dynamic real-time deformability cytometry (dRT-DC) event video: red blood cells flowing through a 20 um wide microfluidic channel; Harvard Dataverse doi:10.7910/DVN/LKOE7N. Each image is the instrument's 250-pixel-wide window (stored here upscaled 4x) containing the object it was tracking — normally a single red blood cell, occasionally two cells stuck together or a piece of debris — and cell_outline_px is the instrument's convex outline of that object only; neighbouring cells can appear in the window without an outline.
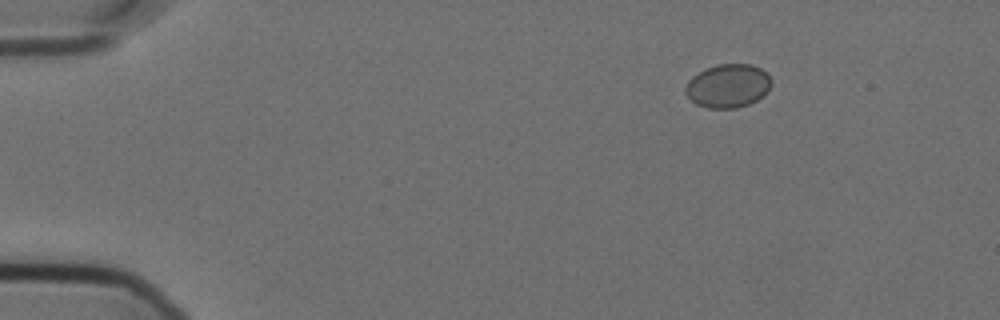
{"species": "Egyptian fruit bat (a non-hibernating species)", "species_latin": "Rousettus aegyptiacus", "temperature_condition": "cold", "stored_images_in_passage": 50, "camera_frame_rate_fps": 3000, "um_per_image_px": 0.085, "animal": {"sex": "female"}, "frame": {"image": 1, "passage_image": 1, "time_ms": 0.0, "image_size_px": [1000, 320], "cell_outline_px": [[772, 84], [768, 92], [764, 96], [748, 104], [736, 108], [708, 108], [696, 104], [684, 92], [684, 88], [688, 80], [692, 76], [704, 68], [716, 64], [752, 64], [768, 72], [772, 80]], "centroid_in_image_um": [61.89, 7.28], "position_along_channel_um": 23.1, "area_um2": 22.2}}
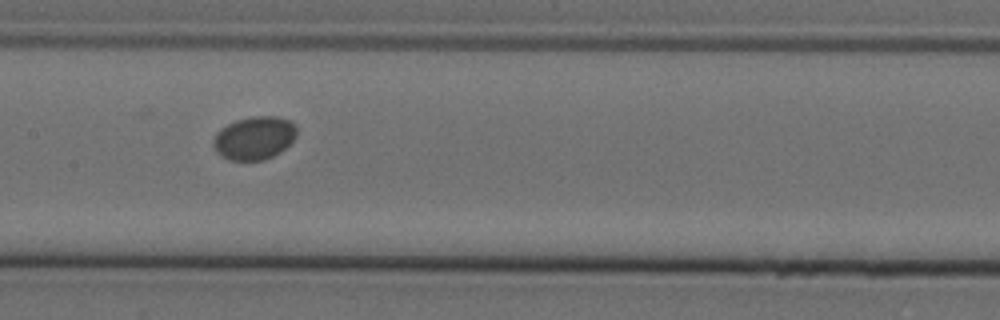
{"frame": {"image": 2, "passage_image": 22, "time_ms": 7.0, "image_size_px": [1000, 320], "cell_outline_px": [[296, 136], [280, 152], [264, 160], [228, 160], [220, 156], [216, 152], [212, 144], [212, 140], [216, 132], [220, 128], [236, 120], [252, 116], [276, 116], [292, 120], [296, 124]], "centroid_in_image_um": [21.59, 11.72], "position_along_channel_um": 185.8, "area_um2": 21.21}}
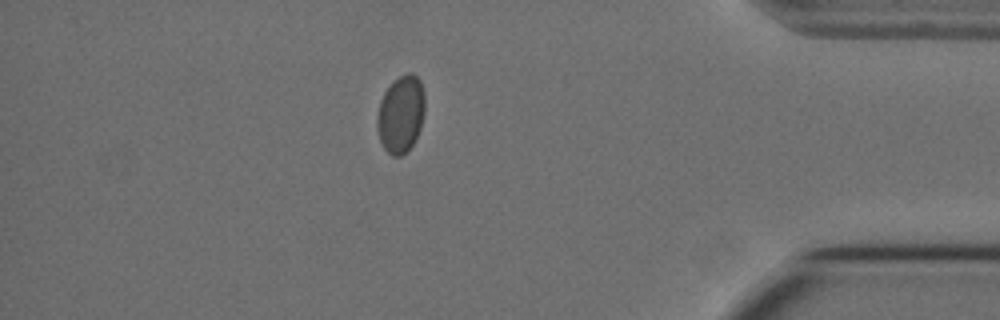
{"frame": {"image": 3, "passage_image": 43, "time_ms": 14.0, "image_size_px": [1000, 320], "cell_outline_px": [[424, 112], [420, 128], [412, 144], [400, 156], [392, 156], [384, 148], [380, 140], [376, 128], [376, 116], [380, 100], [384, 92], [392, 80], [408, 72], [412, 72], [420, 80], [424, 92]], "centroid_in_image_um": [34.04, 9.66], "position_along_channel_um": 401.2, "area_um2": 21.56}, "authors_computed_cell_mechanics": {"area_um2": 21.1837, "velocity_mm_per_s": 3.5621, "shape_relaxation_time_tau1_ms": null, "shape_relaxation_time_tau2_ms": 4.9467, "deformation_change_tau1": null, "deformation_change_tau2": 0.0188}}